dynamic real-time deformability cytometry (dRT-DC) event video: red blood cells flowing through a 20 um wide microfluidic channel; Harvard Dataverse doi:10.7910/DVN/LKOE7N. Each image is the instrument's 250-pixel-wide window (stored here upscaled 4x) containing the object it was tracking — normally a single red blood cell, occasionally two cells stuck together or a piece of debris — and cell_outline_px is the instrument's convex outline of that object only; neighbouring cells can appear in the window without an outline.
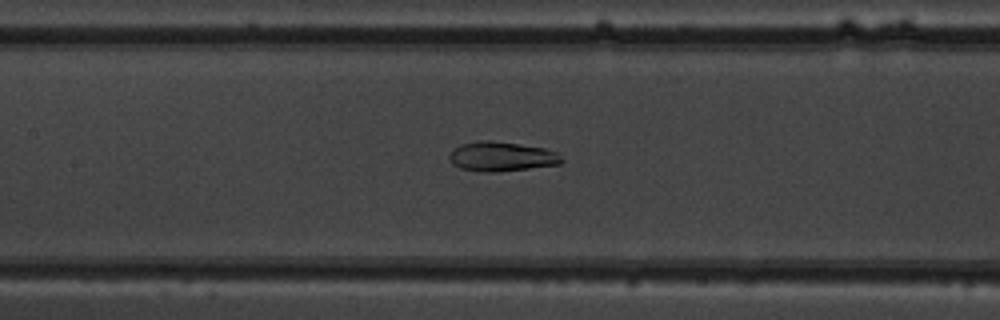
{"species": "common noctule bat (a hibernating species)", "species_latin": "Nyctalus noctula", "temperature_condition": "warm", "stored_images_in_passage": 52, "camera_frame_rate_fps": 3000, "um_per_image_px": 0.085, "animal": {"sex": "male", "body_mass_g": 19.5, "forearm_length_mm": 54.6}, "frame": {"image": 1, "passage_image": 24, "time_ms": 7.667, "image_size_px": [1000, 320], "cell_outline_px": [[564, 160], [560, 164], [496, 172], [484, 172], [460, 168], [452, 164], [448, 156], [460, 144], [484, 140], [488, 140], [544, 148], [556, 152]], "centroid_in_image_um": [42.62, 13.31], "position_along_channel_um": 164.8, "area_um2": 19.02}}
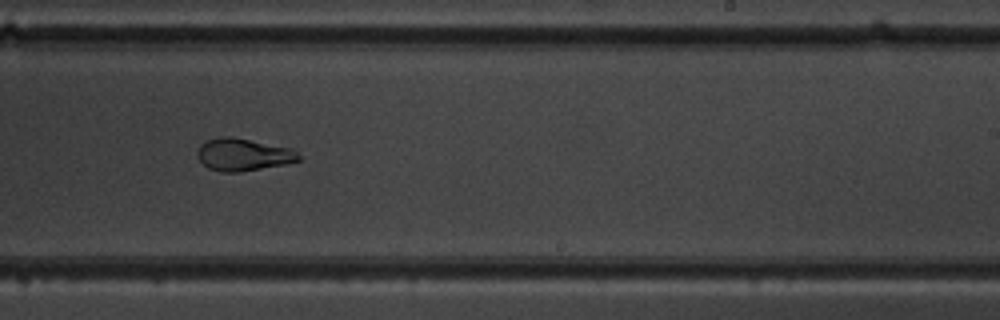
{"frame": {"image": 2, "passage_image": 32, "time_ms": 10.333, "image_size_px": [1000, 320], "cell_outline_px": [[300, 160], [284, 164], [240, 172], [220, 172], [208, 168], [196, 156], [196, 152], [200, 144], [208, 140], [220, 136], [232, 136], [292, 148], [300, 156]], "centroid_in_image_um": [20.64, 13.13], "position_along_channel_um": 268.4, "area_um2": 19.19}}
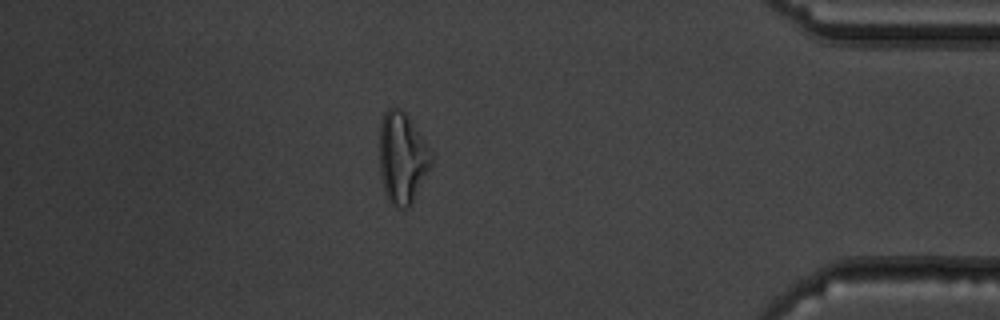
{"frame": {"image": 3, "passage_image": 45, "time_ms": 14.667, "image_size_px": [1000, 320], "cell_outline_px": [[432, 164], [412, 204], [408, 208], [396, 208], [388, 200], [384, 192], [380, 176], [380, 120], [384, 112], [388, 108], [400, 108], [404, 112], [428, 144], [432, 152]], "centroid_in_image_um": [34.19, 13.45], "position_along_channel_um": 401.0, "area_um2": 27.8}, "authors_computed_cell_mechanics": {"area_um2": 24.1604, "velocity_mm_per_s": 3.8964, "shape_relaxation_time_tau1_ms": 5.3169, "shape_relaxation_time_tau2_ms": 2.3611, "deformation_change_tau1": 0.1796, "deformation_change_tau2": 0.0582}}